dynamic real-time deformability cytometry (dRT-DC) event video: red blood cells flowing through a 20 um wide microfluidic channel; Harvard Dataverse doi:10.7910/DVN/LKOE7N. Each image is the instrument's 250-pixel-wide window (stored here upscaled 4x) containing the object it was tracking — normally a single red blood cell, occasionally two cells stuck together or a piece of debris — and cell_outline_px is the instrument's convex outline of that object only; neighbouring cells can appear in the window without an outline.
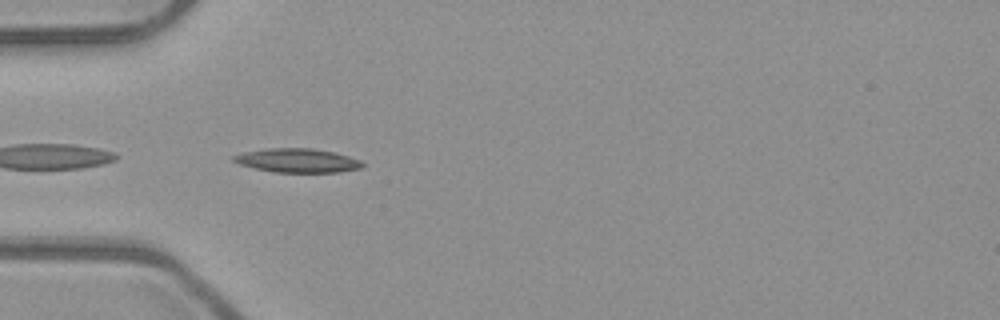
{"species": "common noctule bat (a hibernating species)", "species_latin": "Nyctalus noctula", "temperature_condition": "room temperature", "stored_images_in_passage": 5, "camera_frame_rate_fps": 3000, "um_per_image_px": 0.085, "animal": {"sex": "male", "body_mass_g": 23.1, "forearm_length_mm": 52.7}, "frame": {"image": 1, "passage_image": 4, "time_ms": 1.0, "image_size_px": [1000, 320], "cell_outline_px": [[364, 164], [360, 168], [340, 172], [272, 172], [240, 164], [232, 160], [232, 156], [240, 152], [268, 148], [312, 148], [332, 152], [348, 156], [360, 160]], "centroid_in_image_um": [25.24, 13.64], "position_along_channel_um": 59.8, "area_um2": 17.92}}
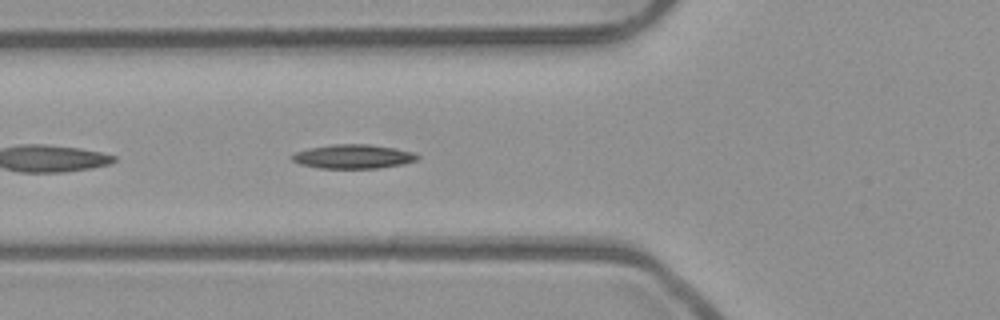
{"frame": {"image": 2, "passage_image": 5, "time_ms": 1.333, "image_size_px": [1000, 320], "cell_outline_px": [[420, 156], [416, 160], [400, 164], [380, 168], [320, 168], [300, 164], [292, 160], [292, 156], [296, 152], [308, 148], [332, 144], [368, 144], [396, 148], [412, 152]], "centroid_in_image_um": [30.01, 13.3], "position_along_channel_um": 95.8, "area_um2": 17.46}}